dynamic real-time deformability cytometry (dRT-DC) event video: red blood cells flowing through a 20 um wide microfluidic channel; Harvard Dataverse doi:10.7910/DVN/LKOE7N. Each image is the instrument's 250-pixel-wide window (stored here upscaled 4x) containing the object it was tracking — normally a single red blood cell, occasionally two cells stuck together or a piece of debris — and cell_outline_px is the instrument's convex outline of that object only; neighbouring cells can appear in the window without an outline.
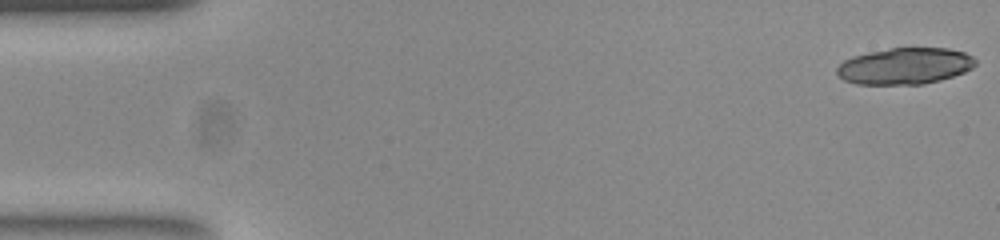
{"species": "common noctule bat (a hibernating species)", "species_latin": "Nyctalus noctula", "temperature_condition": "room temperature", "stored_images_in_passage": 18, "camera_frame_rate_fps": 3000, "um_per_image_px": 0.085, "animal": {"sex": "female", "body_mass_g": 23.0, "forearm_length_mm": 53.4}, "frame": {"image": 1, "passage_image": 1, "time_ms": 0.0, "image_size_px": [1000, 240], "cell_outline_px": [[976, 64], [972, 68], [964, 72], [940, 80], [924, 84], [856, 84], [844, 80], [836, 72], [836, 68], [844, 60], [852, 56], [868, 52], [892, 48], [948, 48], [964, 52], [972, 56], [976, 60]], "centroid_in_image_um": [76.91, 5.61], "position_along_channel_um": 8.1, "area_um2": 29.42}}